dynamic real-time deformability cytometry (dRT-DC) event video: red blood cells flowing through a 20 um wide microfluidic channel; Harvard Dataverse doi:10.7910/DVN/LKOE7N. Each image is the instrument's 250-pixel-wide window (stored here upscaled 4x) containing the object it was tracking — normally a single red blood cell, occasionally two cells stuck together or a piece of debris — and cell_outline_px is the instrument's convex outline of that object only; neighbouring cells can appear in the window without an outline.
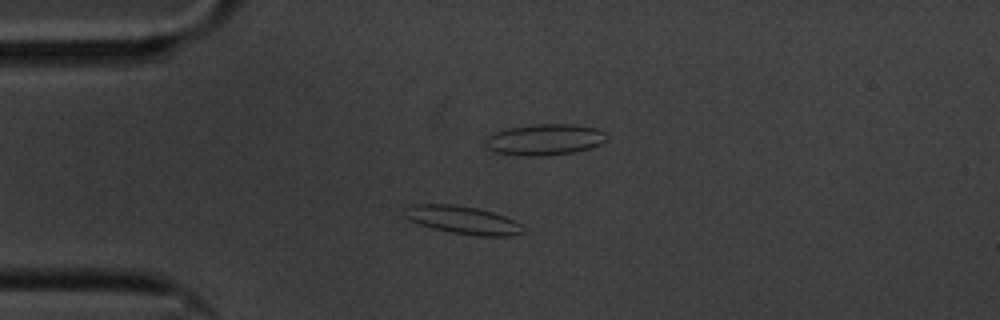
{"species": "common noctule bat (a hibernating species)", "species_latin": "Nyctalus noctula", "temperature_condition": "cold", "stored_images_in_passage": 59, "camera_frame_rate_fps": 3000, "um_per_image_px": 0.085, "animal": {"sex": "male", "body_mass_g": 20.1, "forearm_length_mm": 53.5}, "frame": {"image": 1, "passage_image": 14, "time_ms": 4.333, "image_size_px": [1000, 320], "cell_outline_px": [[524, 232], [508, 236], [476, 236], [452, 232], [432, 228], [408, 220], [400, 212], [400, 208], [408, 204], [452, 204], [476, 208], [492, 212], [504, 216], [520, 224]], "centroid_in_image_um": [39.21, 18.68], "position_along_channel_um": 45.8, "area_um2": 19.42}}
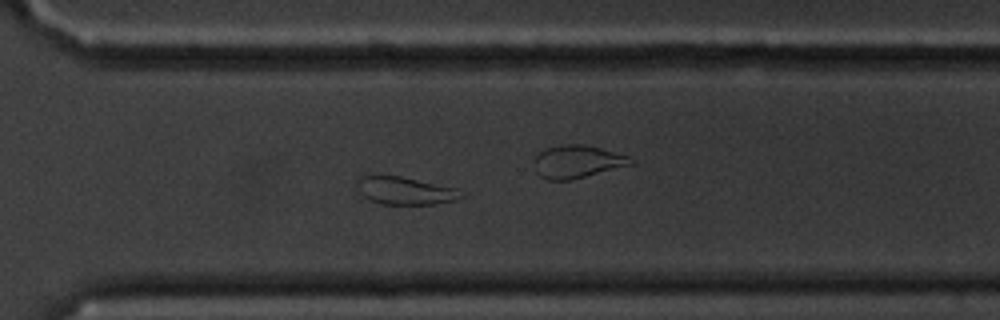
{"frame": {"image": 2, "passage_image": 42, "time_ms": 13.667, "image_size_px": [1000, 320], "cell_outline_px": [[464, 196], [456, 200], [436, 204], [380, 204], [364, 196], [360, 192], [356, 184], [356, 180], [360, 176], [400, 176], [456, 188], [464, 192]], "centroid_in_image_um": [34.46, 16.21], "position_along_channel_um": 336.1, "area_um2": 16.7}}
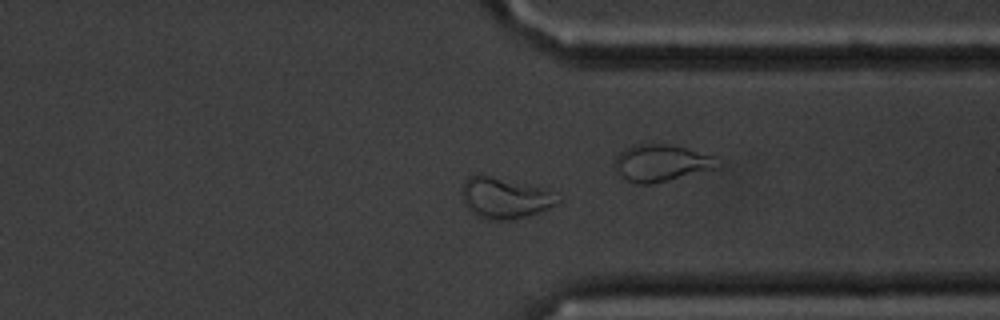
{"frame": {"image": 3, "passage_image": 45, "time_ms": 14.667, "image_size_px": [1000, 320], "cell_outline_px": [[560, 200], [556, 204], [540, 212], [528, 216], [504, 220], [492, 220], [480, 216], [472, 212], [464, 204], [460, 192], [464, 180], [468, 176], [480, 172], [544, 188], [552, 192]], "centroid_in_image_um": [42.85, 16.78], "position_along_channel_um": 368.5, "area_um2": 23.18}}